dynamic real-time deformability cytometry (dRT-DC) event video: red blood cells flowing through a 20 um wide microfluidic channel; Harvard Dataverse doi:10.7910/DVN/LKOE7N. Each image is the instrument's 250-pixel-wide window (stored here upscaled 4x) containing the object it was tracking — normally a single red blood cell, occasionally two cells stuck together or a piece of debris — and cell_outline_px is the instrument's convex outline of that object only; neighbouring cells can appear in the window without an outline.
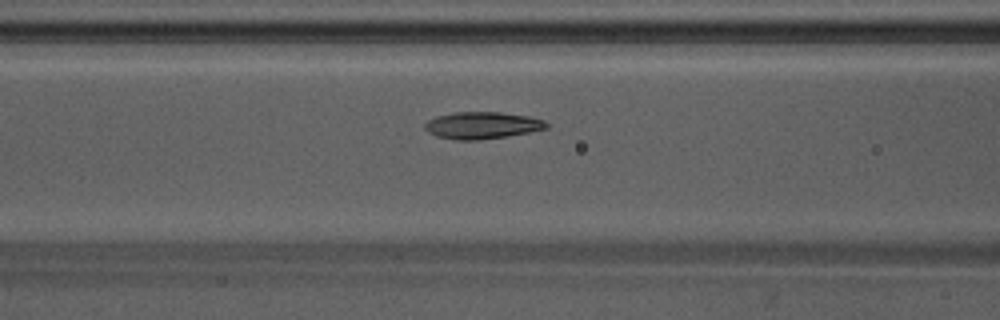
{"species": "Egyptian fruit bat (a non-hibernating species)", "species_latin": "Rousettus aegyptiacus", "temperature_condition": "warm", "stored_images_in_passage": 38, "camera_frame_rate_fps": 3000, "um_per_image_px": 0.085, "animal": {"sex": "male"}, "frame": {"image": 1, "passage_image": 12, "time_ms": 3.667, "image_size_px": [1000, 320], "cell_outline_px": [[548, 128], [508, 136], [480, 140], [456, 140], [436, 136], [428, 132], [424, 128], [424, 124], [428, 120], [436, 116], [452, 112], [500, 112], [528, 116], [544, 120], [548, 124]], "centroid_in_image_um": [40.95, 10.65], "position_along_channel_um": 125.6, "area_um2": 19.19}}
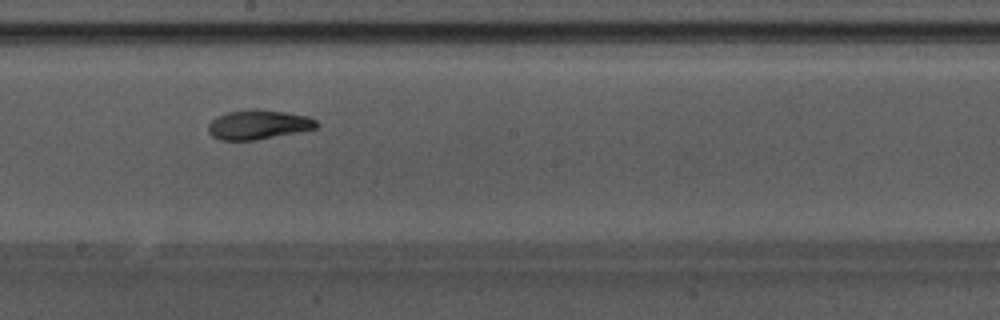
{"frame": {"image": 2, "passage_image": 20, "time_ms": 6.333, "image_size_px": [1000, 320], "cell_outline_px": [[320, 124], [316, 128], [256, 140], [220, 140], [212, 136], [208, 132], [208, 124], [216, 116], [228, 112], [252, 108], [256, 108], [284, 112], [308, 116], [316, 120]], "centroid_in_image_um": [21.94, 10.58], "position_along_channel_um": 226.3, "area_um2": 18.61}}
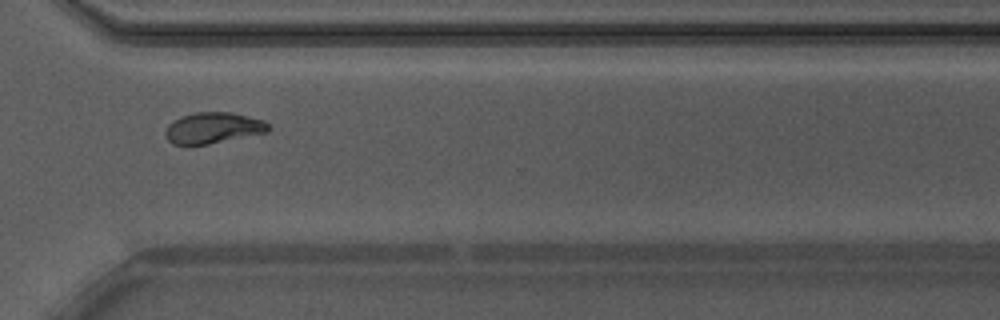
{"frame": {"image": 3, "passage_image": 30, "time_ms": 9.667, "image_size_px": [1000, 320], "cell_outline_px": [[268, 132], [208, 144], [172, 144], [164, 136], [164, 132], [168, 124], [180, 116], [196, 112], [232, 112], [264, 120], [268, 124]], "centroid_in_image_um": [18.08, 10.86], "position_along_channel_um": 352.5, "area_um2": 18.61}, "authors_computed_cell_mechanics": {"area_um2": 18.6694, "velocity_mm_per_s": 3.7803, "shape_relaxation_time_tau1_ms": 6.9875, "shape_relaxation_time_tau2_ms": 1.6387, "deformation_change_tau1": 0.1935, "deformation_change_tau2": 0.0683}}